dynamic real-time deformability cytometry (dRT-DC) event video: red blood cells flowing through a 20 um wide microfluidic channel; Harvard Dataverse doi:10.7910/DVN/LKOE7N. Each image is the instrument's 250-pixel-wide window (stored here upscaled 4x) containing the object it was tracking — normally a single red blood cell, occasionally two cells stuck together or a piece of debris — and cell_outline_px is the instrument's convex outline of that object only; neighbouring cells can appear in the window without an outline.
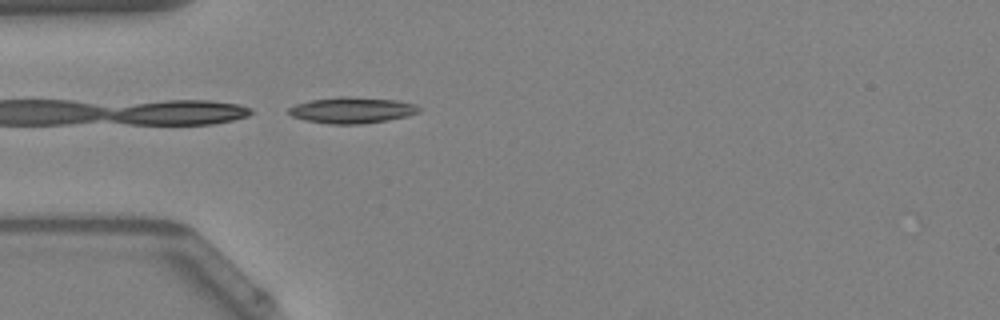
{"species": "Egyptian fruit bat (a non-hibernating species)", "species_latin": "Rousettus aegyptiacus", "temperature_condition": "warm", "stored_images_in_passage": 11, "camera_frame_rate_fps": 3000, "um_per_image_px": 0.085, "animal": {"sex": "female"}, "frame": {"image": 1, "passage_image": 1, "time_ms": 0.0, "image_size_px": [1000, 320], "cell_outline_px": [[420, 112], [408, 116], [360, 124], [332, 124], [308, 120], [292, 116], [288, 112], [288, 108], [296, 104], [312, 100], [340, 96], [348, 96], [396, 100], [416, 104], [420, 108]], "centroid_in_image_um": [29.95, 9.35], "position_along_channel_um": 55.1, "area_um2": 19.59}}
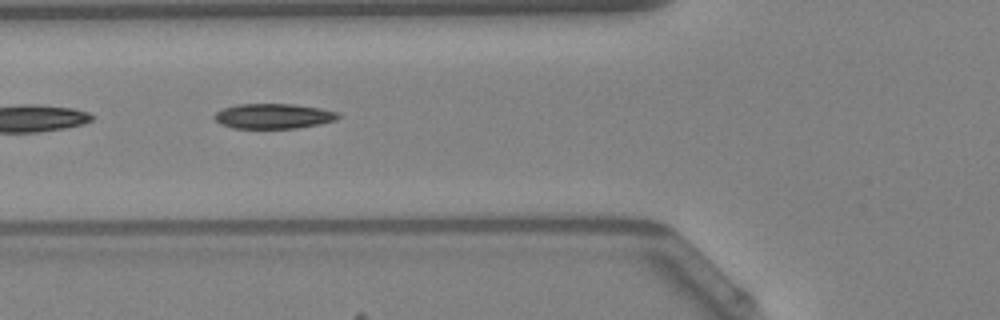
{"frame": {"image": 2, "passage_image": 5, "time_ms": 1.333, "image_size_px": [1000, 320], "cell_outline_px": [[340, 116], [336, 120], [320, 124], [296, 128], [232, 128], [220, 124], [212, 116], [216, 112], [224, 108], [236, 104], [292, 104], [320, 108], [336, 112]], "centroid_in_image_um": [23.21, 9.87], "position_along_channel_um": 102.6, "area_um2": 18.03}}
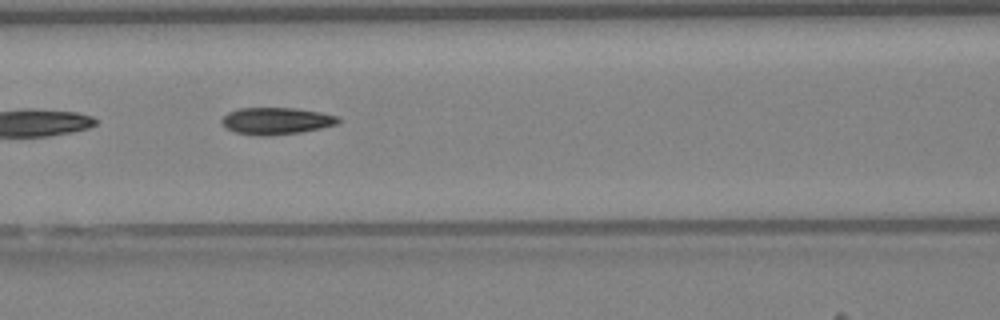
{"frame": {"image": 3, "passage_image": 8, "time_ms": 2.333, "image_size_px": [1000, 320], "cell_outline_px": [[340, 120], [336, 124], [320, 128], [300, 132], [268, 136], [256, 136], [236, 132], [228, 128], [220, 120], [228, 112], [240, 108], [296, 108], [320, 112], [336, 116]], "centroid_in_image_um": [23.46, 10.28], "position_along_channel_um": 143.1, "area_um2": 18.09}}